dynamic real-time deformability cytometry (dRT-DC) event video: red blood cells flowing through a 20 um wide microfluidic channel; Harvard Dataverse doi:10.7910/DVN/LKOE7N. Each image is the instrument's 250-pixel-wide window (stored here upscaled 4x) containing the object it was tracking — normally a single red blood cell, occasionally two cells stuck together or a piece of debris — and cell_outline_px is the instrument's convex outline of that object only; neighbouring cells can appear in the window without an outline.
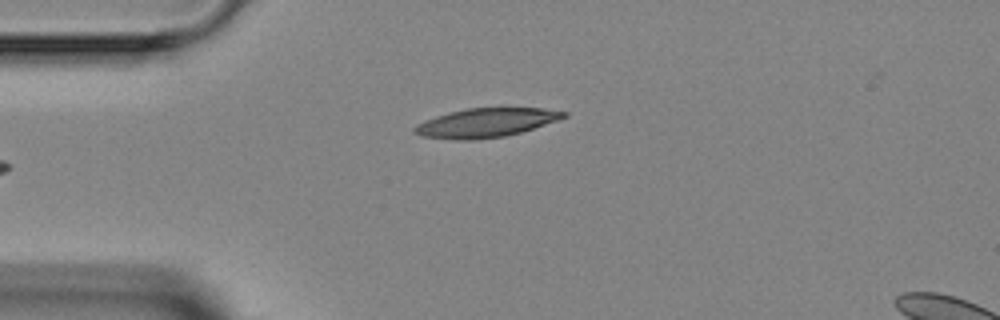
{"species": "Egyptian fruit bat (a non-hibernating species)", "species_latin": "Rousettus aegyptiacus", "temperature_condition": "room temperature", "stored_images_in_passage": 2, "camera_frame_rate_fps": 3000, "um_per_image_px": 0.085, "animal": {"sex": "female"}, "frame": {"image": 1, "passage_image": 2, "time_ms": 1.333, "image_size_px": [1000, 320], "cell_outline_px": [[568, 116], [560, 120], [520, 132], [504, 136], [472, 140], [456, 140], [420, 136], [412, 132], [412, 128], [416, 124], [424, 120], [448, 112], [468, 108], [540, 108], [568, 112]], "centroid_in_image_um": [41.27, 10.43], "position_along_channel_um": 43.7, "area_um2": 25.32}}